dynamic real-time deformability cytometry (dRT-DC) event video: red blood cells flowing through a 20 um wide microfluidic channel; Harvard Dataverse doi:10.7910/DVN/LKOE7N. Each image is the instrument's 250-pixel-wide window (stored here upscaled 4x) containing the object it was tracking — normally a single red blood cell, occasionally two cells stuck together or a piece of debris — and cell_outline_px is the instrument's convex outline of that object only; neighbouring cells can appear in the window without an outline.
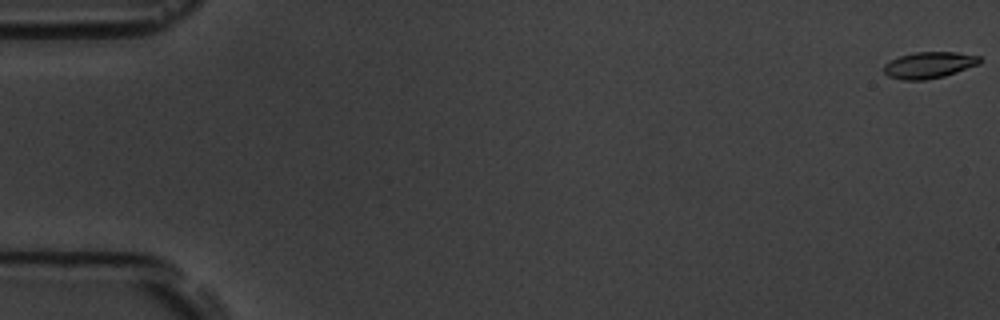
{"species": "common noctule bat (a hibernating species)", "species_latin": "Nyctalus noctula", "temperature_condition": "room temperature", "stored_images_in_passage": 6, "camera_frame_rate_fps": 3000, "um_per_image_px": 0.085, "animal": {"sex": "male", "body_mass_g": 19.5, "forearm_length_mm": 54.6}, "frame": {"image": 1, "passage_image": 1, "time_ms": 0.0, "image_size_px": [1000, 320], "cell_outline_px": [[980, 64], [944, 76], [924, 80], [900, 80], [888, 76], [884, 72], [884, 64], [900, 56], [916, 52], [956, 52], [980, 56]], "centroid_in_image_um": [78.97, 5.53], "position_along_channel_um": 6.0, "area_um2": 14.68}}
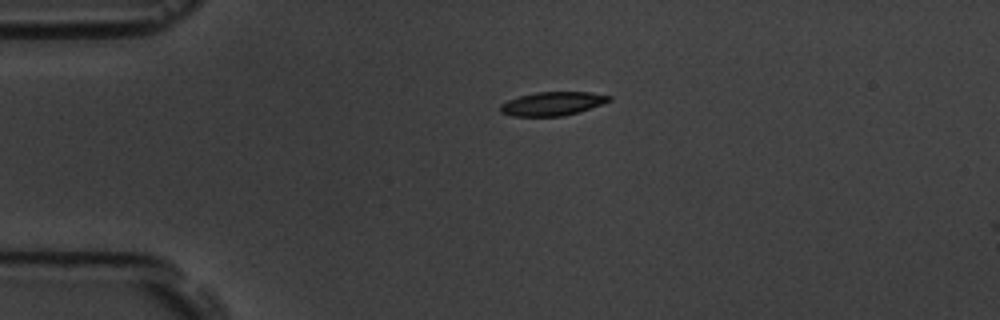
{"frame": {"image": 2, "passage_image": 5, "time_ms": 4.333, "image_size_px": [1000, 320], "cell_outline_px": [[612, 100], [564, 116], [512, 116], [500, 112], [500, 104], [508, 100], [520, 96], [536, 92], [588, 92], [612, 96]], "centroid_in_image_um": [46.92, 8.81], "position_along_channel_um": 38.1, "area_um2": 14.8}}